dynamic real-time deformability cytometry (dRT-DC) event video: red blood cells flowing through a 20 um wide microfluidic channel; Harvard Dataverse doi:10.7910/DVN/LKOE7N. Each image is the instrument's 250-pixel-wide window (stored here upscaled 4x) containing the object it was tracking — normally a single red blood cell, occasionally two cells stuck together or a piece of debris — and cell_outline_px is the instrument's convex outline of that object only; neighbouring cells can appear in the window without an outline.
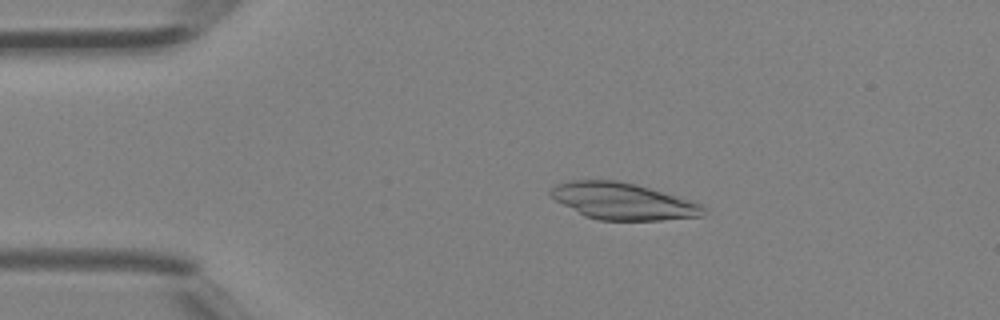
{"species": "Egyptian fruit bat (a non-hibernating species)", "species_latin": "Rousettus aegyptiacus", "temperature_condition": "room temperature", "stored_images_in_passage": 41, "camera_frame_rate_fps": 3000, "um_per_image_px": 0.085, "animal": {"sex": "female"}, "frame": {"image": 1, "passage_image": 8, "time_ms": 2.333, "image_size_px": [1000, 320], "cell_outline_px": [[704, 216], [660, 220], [600, 220], [584, 216], [548, 196], [548, 192], [556, 184], [572, 180], [616, 180], [636, 184], [692, 200], [700, 204], [704, 208]], "centroid_in_image_um": [52.92, 17.1], "position_along_channel_um": 32.1, "area_um2": 32.71}}
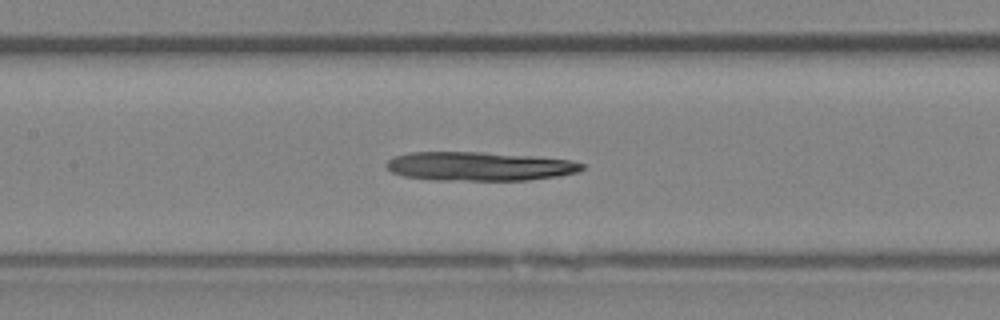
{"frame": {"image": 2, "passage_image": 19, "time_ms": 6.0, "image_size_px": [1000, 320], "cell_outline_px": [[584, 168], [580, 172], [556, 176], [528, 180], [436, 180], [404, 176], [392, 172], [384, 164], [392, 156], [408, 152], [484, 152], [532, 156], [572, 160], [584, 164]], "centroid_in_image_um": [40.73, 14.13], "position_along_channel_um": 166.7, "area_um2": 33.06}}
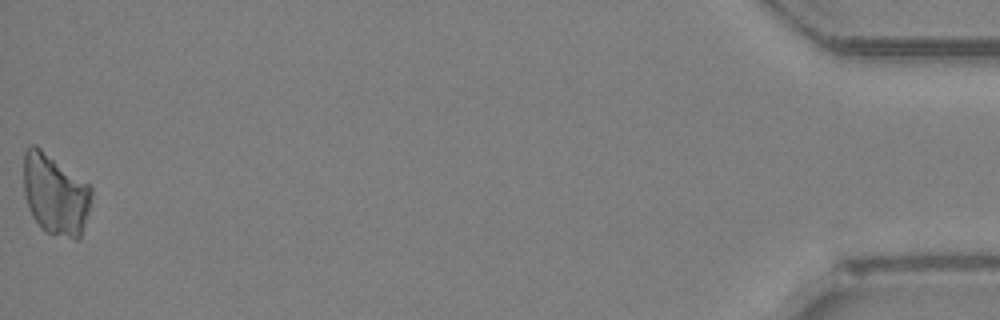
{"frame": {"image": 3, "passage_image": 41, "time_ms": 13.333, "image_size_px": [1000, 320], "cell_outline_px": [[92, 192], [88, 212], [80, 236], [76, 240], [44, 232], [40, 228], [32, 216], [28, 208], [24, 192], [24, 152], [28, 144], [36, 144], [88, 184], [92, 188]], "centroid_in_image_um": [4.66, 16.52], "position_along_channel_um": 430.5, "area_um2": 32.02}}